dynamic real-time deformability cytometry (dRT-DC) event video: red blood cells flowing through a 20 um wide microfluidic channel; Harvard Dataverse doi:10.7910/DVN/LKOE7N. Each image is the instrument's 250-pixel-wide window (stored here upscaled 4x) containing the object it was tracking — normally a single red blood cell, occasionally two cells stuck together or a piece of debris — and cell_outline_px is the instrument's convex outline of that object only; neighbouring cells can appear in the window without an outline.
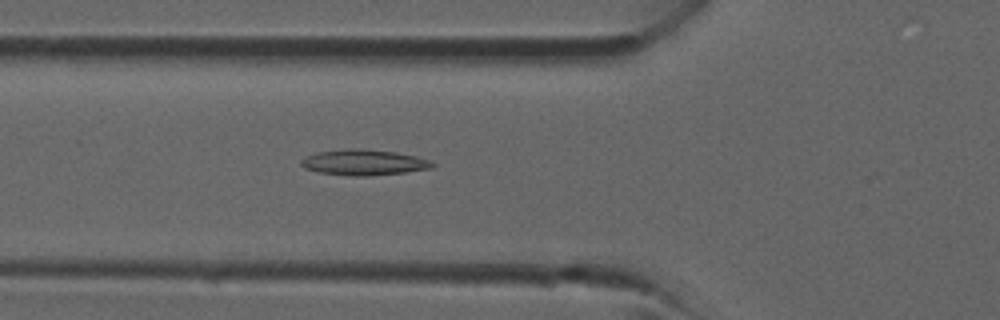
{"species": "common noctule bat (a hibernating species)", "species_latin": "Nyctalus noctula", "temperature_condition": "room temperature", "stored_images_in_passage": 28, "camera_frame_rate_fps": 3000, "um_per_image_px": 0.085, "animal": {"sex": "male", "forearm_length_mm": 52.5}, "frame": {"image": 1, "passage_image": 3, "time_ms": 0.667, "image_size_px": [1000, 320], "cell_outline_px": [[436, 164], [432, 168], [404, 172], [368, 176], [352, 176], [320, 172], [304, 168], [300, 164], [300, 160], [304, 156], [320, 152], [348, 148], [360, 148], [396, 152], [416, 156], [428, 160]], "centroid_in_image_um": [30.91, 13.8], "position_along_channel_um": 94.9, "area_um2": 19.59}}
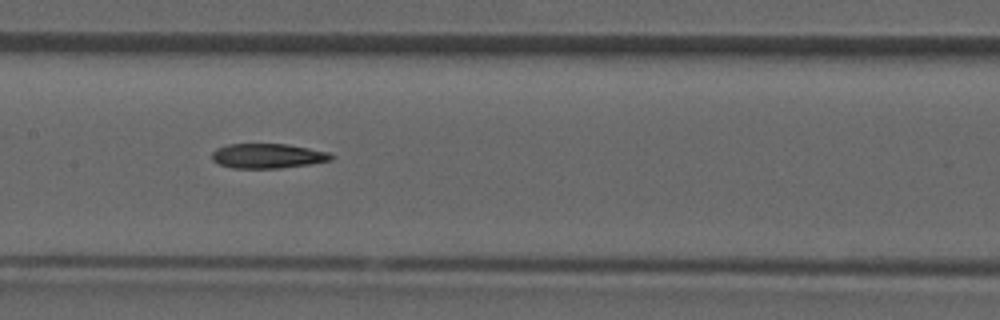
{"frame": {"image": 2, "passage_image": 8, "time_ms": 2.333, "image_size_px": [1000, 320], "cell_outline_px": [[336, 156], [332, 160], [312, 164], [280, 168], [232, 168], [220, 164], [212, 160], [212, 152], [216, 148], [228, 144], [284, 144], [308, 148], [328, 152]], "centroid_in_image_um": [22.77, 13.26], "position_along_channel_um": 184.6, "area_um2": 17.22}}
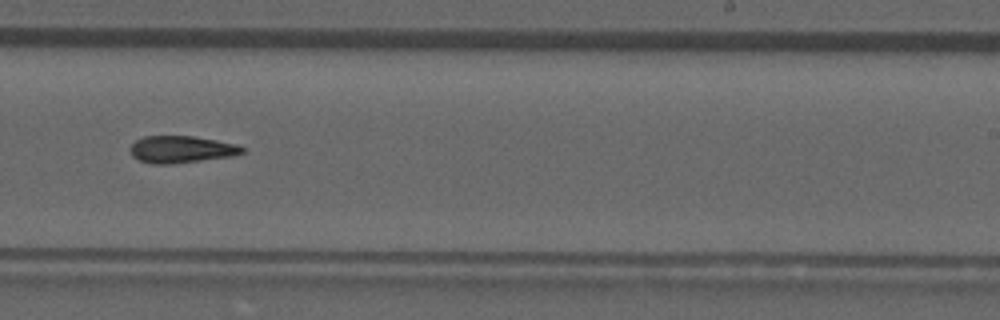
{"frame": {"image": 3, "passage_image": 13, "time_ms": 4.0, "image_size_px": [1000, 320], "cell_outline_px": [[244, 152], [236, 156], [172, 164], [152, 164], [140, 160], [132, 156], [128, 148], [136, 140], [144, 136], [192, 136], [216, 140], [236, 144], [244, 148]], "centroid_in_image_um": [15.41, 12.7], "position_along_channel_um": 273.6, "area_um2": 17.8}}